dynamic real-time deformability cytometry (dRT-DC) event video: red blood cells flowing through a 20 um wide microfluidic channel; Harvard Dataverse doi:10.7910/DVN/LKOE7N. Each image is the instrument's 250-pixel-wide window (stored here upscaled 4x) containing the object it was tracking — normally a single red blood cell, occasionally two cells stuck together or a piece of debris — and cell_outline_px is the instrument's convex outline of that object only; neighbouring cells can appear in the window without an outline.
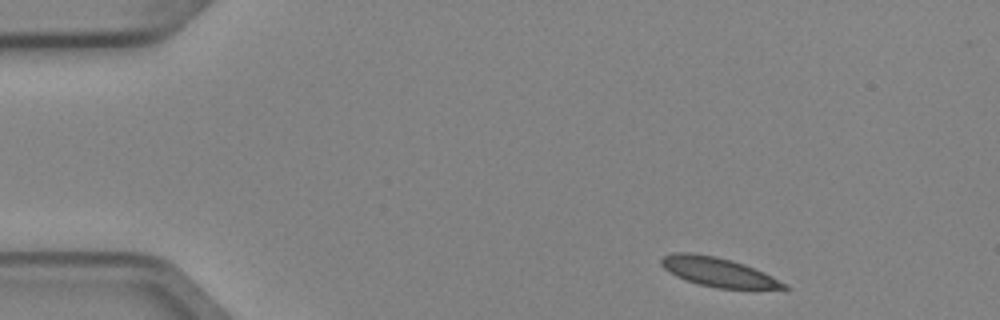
{"species": "Egyptian fruit bat (a non-hibernating species)", "species_latin": "Rousettus aegyptiacus", "temperature_condition": "cold", "stored_images_in_passage": 3, "camera_frame_rate_fps": 3000, "um_per_image_px": 0.085, "animal": {"sex": "female"}, "frame": {"image": 1, "passage_image": 1, "time_ms": 0.0, "image_size_px": [1000, 320], "cell_outline_px": [[788, 288], [716, 288], [700, 284], [676, 276], [668, 272], [660, 264], [660, 260], [664, 256], [676, 252], [692, 252], [716, 256], [732, 260], [744, 264], [764, 272], [788, 284]], "centroid_in_image_um": [61.01, 23.1], "position_along_channel_um": 24.0, "area_um2": 20.63}}